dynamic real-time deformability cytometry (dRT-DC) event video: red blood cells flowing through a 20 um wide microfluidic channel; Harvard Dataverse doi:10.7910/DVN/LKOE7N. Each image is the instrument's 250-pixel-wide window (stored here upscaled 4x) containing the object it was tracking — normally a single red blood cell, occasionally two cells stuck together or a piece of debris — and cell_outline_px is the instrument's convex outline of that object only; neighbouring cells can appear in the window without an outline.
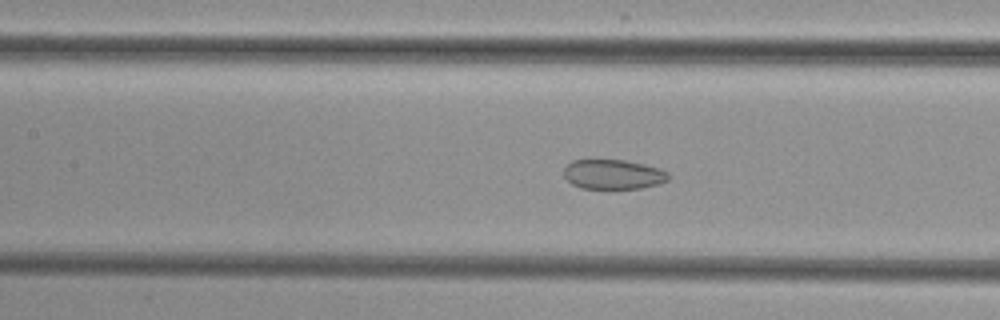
{"species": "common noctule bat (a hibernating species)", "species_latin": "Nyctalus noctula", "temperature_condition": "cold", "stored_images_in_passage": 51, "camera_frame_rate_fps": 3000, "um_per_image_px": 0.085, "animal": {"sex": "female", "body_mass_g": 29.2, "forearm_length_mm": 56.3}, "frame": {"image": 1, "passage_image": 22, "time_ms": 7.0, "image_size_px": [1000, 320], "cell_outline_px": [[668, 180], [656, 184], [640, 188], [580, 188], [572, 184], [564, 176], [564, 168], [572, 160], [624, 160], [644, 164], [660, 168], [668, 172]], "centroid_in_image_um": [52.11, 14.81], "position_along_channel_um": 155.3, "area_um2": 17.92}}
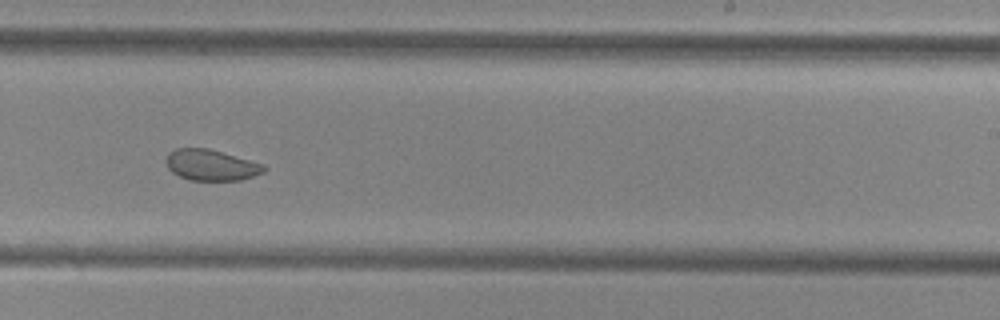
{"frame": {"image": 2, "passage_image": 31, "time_ms": 10.0, "image_size_px": [1000, 320], "cell_outline_px": [[268, 168], [264, 172], [240, 180], [188, 180], [172, 172], [168, 168], [168, 152], [176, 148], [208, 148], [264, 164]], "centroid_in_image_um": [17.97, 14.03], "position_along_channel_um": 271.0, "area_um2": 17.51}}
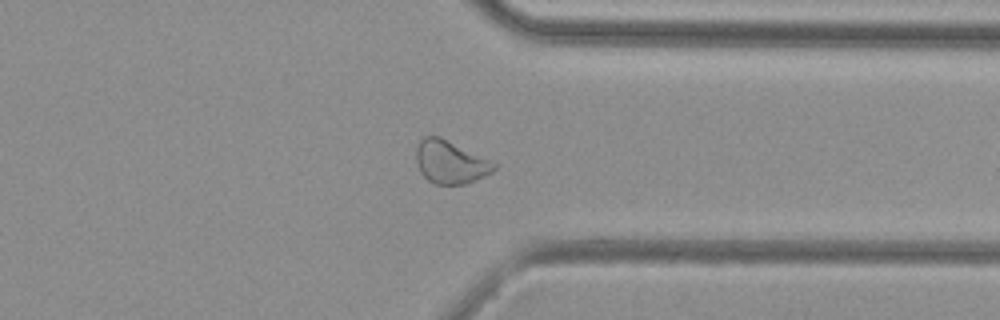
{"frame": {"image": 3, "passage_image": 39, "time_ms": 12.667, "image_size_px": [1000, 320], "cell_outline_px": [[496, 168], [492, 172], [484, 176], [464, 184], [436, 184], [428, 180], [420, 172], [416, 160], [416, 148], [420, 140], [424, 136], [440, 136], [496, 164]], "centroid_in_image_um": [38.23, 13.78], "position_along_channel_um": 373.2, "area_um2": 19.13}}